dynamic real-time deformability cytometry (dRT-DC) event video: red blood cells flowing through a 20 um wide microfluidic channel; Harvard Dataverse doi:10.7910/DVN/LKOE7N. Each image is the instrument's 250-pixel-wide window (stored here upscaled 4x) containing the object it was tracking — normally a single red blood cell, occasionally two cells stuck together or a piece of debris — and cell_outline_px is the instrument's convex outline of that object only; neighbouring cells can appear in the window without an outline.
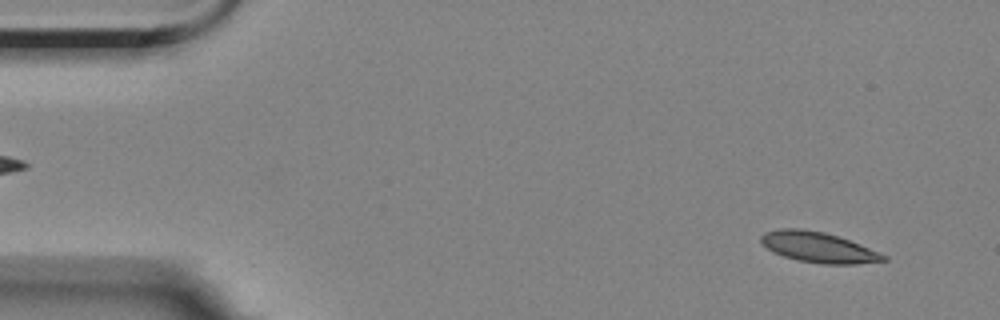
{"species": "Egyptian fruit bat (a non-hibernating species)", "species_latin": "Rousettus aegyptiacus", "temperature_condition": "room temperature", "stored_images_in_passage": 46, "camera_frame_rate_fps": 3000, "um_per_image_px": 0.085, "animal": {"sex": "female"}, "frame": {"image": 1, "passage_image": 4, "time_ms": 1.0, "image_size_px": [1000, 320], "cell_outline_px": [[888, 260], [856, 264], [824, 264], [800, 260], [784, 256], [772, 252], [760, 240], [760, 236], [764, 232], [780, 228], [800, 228], [824, 232], [860, 244], [888, 256]], "centroid_in_image_um": [69.56, 21.01], "position_along_channel_um": 15.4, "area_um2": 21.56}}
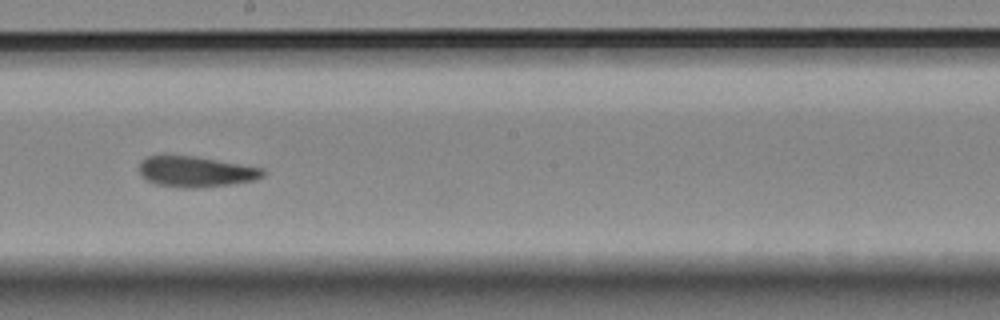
{"frame": {"image": 2, "passage_image": 31, "time_ms": 10.0, "image_size_px": [1000, 320], "cell_outline_px": [[264, 176], [256, 180], [200, 188], [180, 188], [156, 184], [140, 176], [140, 164], [148, 156], [192, 156], [264, 168]], "centroid_in_image_um": [16.66, 14.61], "position_along_channel_um": 231.5, "area_um2": 21.85}}
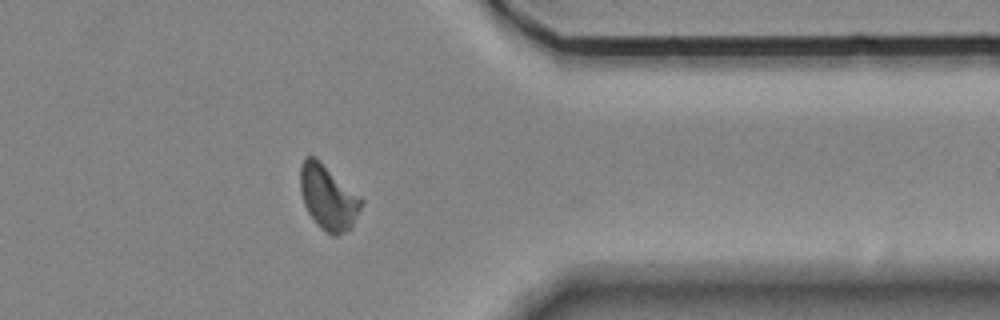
{"frame": {"image": 3, "passage_image": 45, "time_ms": 14.667, "image_size_px": [1000, 320], "cell_outline_px": [[364, 204], [352, 228], [336, 236], [332, 236], [320, 228], [316, 224], [308, 212], [304, 204], [300, 192], [300, 168], [304, 156], [316, 156], [360, 196], [364, 200]], "centroid_in_image_um": [27.9, 16.78], "position_along_channel_um": 383.5, "area_um2": 23.47}}